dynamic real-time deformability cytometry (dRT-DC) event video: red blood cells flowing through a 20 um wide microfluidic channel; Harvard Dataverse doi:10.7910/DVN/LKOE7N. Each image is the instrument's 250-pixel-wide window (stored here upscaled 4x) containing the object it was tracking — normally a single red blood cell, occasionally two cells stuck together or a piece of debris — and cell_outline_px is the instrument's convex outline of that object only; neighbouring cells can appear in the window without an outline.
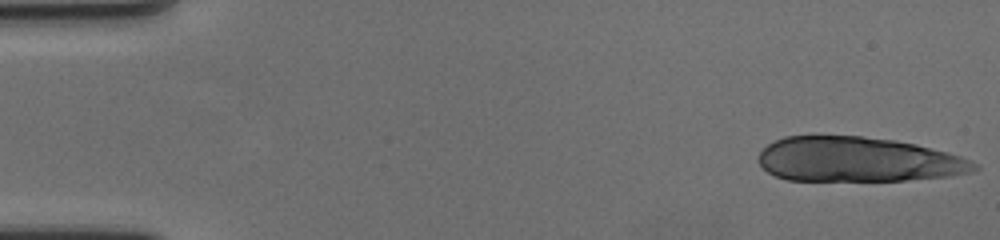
{"species": "human", "species_latin": "Homo sapiens", "temperature_condition": "cold", "stored_images_in_passage": 17, "camera_frame_rate_fps": 3000, "um_per_image_px": 0.085, "donor": {"sex": "female"}, "frame": {"image": 1, "passage_image": 1, "time_ms": 0.0, "image_size_px": [1000, 240], "cell_outline_px": [[976, 168], [964, 172], [944, 176], [904, 180], [788, 180], [776, 176], [768, 172], [760, 164], [760, 152], [768, 144], [784, 136], [860, 136], [892, 140], [912, 144], [960, 156], [976, 164]], "centroid_in_image_um": [72.81, 13.55], "position_along_channel_um": 12.2, "area_um2": 55.03}}